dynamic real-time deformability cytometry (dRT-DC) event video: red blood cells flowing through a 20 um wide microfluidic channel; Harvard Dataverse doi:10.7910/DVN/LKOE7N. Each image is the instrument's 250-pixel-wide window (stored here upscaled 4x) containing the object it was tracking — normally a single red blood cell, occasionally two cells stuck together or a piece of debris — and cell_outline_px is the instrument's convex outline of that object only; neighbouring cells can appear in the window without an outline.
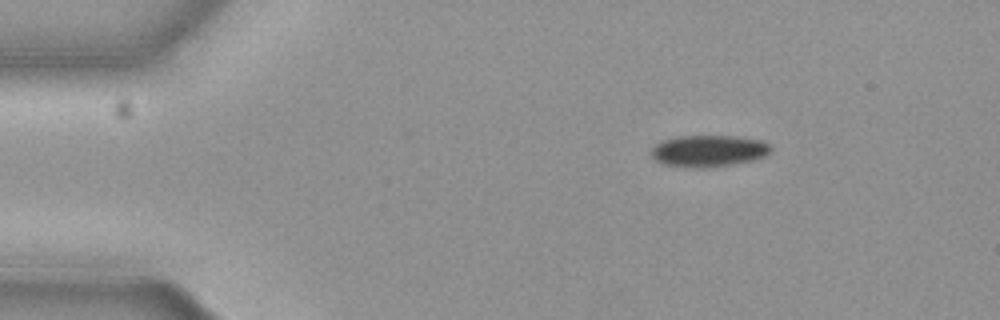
{"species": "common noctule bat (a hibernating species)", "species_latin": "Nyctalus noctula", "temperature_condition": "cold", "stored_images_in_passage": 49, "camera_frame_rate_fps": 3000, "um_per_image_px": 0.085, "animal": {"sex": "female", "body_mass_g": 19.3, "forearm_length_mm": 54.1}, "frame": {"image": 1, "passage_image": 1, "time_ms": 0.0, "image_size_px": [1000, 320], "cell_outline_px": [[772, 152], [768, 156], [752, 160], [732, 164], [704, 168], [692, 168], [664, 164], [656, 160], [652, 156], [652, 148], [656, 144], [664, 140], [680, 136], [736, 136], [764, 140], [772, 148]], "centroid_in_image_um": [60.29, 12.83], "position_along_channel_um": 24.7, "area_um2": 22.14}}
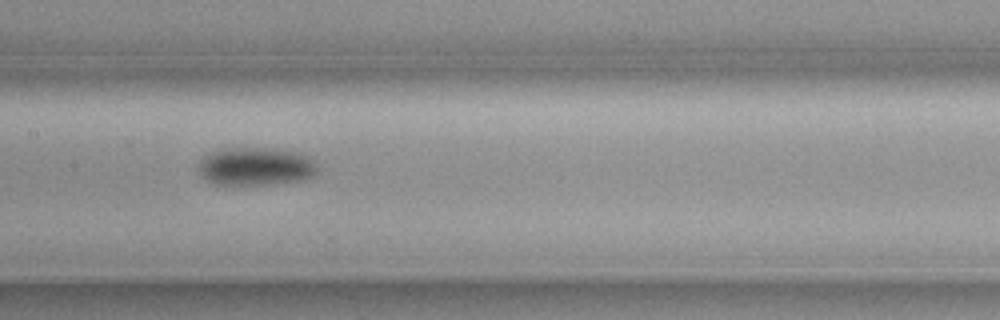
{"frame": {"image": 2, "passage_image": 20, "time_ms": 6.333, "image_size_px": [1000, 320], "cell_outline_px": [[320, 168], [316, 176], [304, 180], [272, 184], [212, 184], [200, 176], [200, 160], [204, 156], [212, 152], [224, 148], [264, 148], [296, 152], [308, 156]], "centroid_in_image_um": [21.78, 14.16], "position_along_channel_um": 185.6, "area_um2": 26.53}}
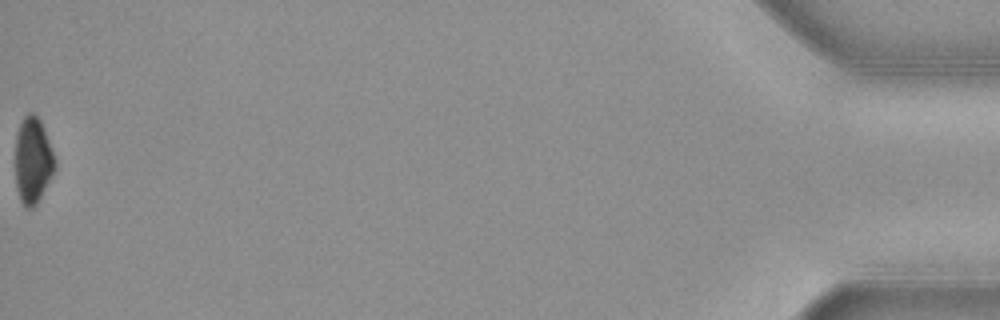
{"frame": {"image": 3, "passage_image": 49, "time_ms": 16.0, "image_size_px": [1000, 320], "cell_outline_px": [[56, 168], [36, 204], [32, 208], [24, 208], [20, 200], [16, 188], [16, 132], [24, 116], [28, 112], [32, 112], [40, 120], [44, 128], [56, 164]], "centroid_in_image_um": [2.78, 13.64], "position_along_channel_um": 432.4, "area_um2": 19.71}, "authors_computed_cell_mechanics": {"area_um2": 23.9292, "velocity_mm_per_s": 3.6813, "shape_relaxation_time_tau1_ms": 5.1821, "shape_relaxation_time_tau2_ms": null, "deformation_change_tau1": 0.1048, "deformation_change_tau2": null}}